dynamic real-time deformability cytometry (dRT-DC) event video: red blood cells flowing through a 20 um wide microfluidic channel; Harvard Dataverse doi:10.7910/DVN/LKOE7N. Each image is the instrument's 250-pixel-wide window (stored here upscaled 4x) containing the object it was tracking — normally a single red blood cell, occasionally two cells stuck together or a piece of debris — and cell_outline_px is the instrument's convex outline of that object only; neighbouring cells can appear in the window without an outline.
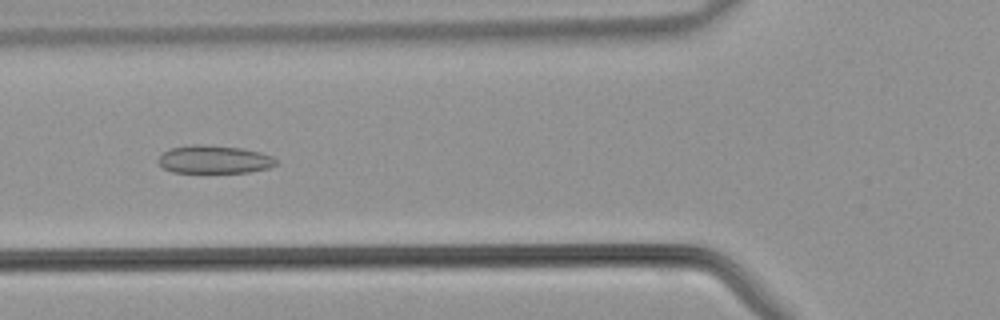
{"species": "common noctule bat (a hibernating species)", "species_latin": "Nyctalus noctula", "temperature_condition": "warm", "stored_images_in_passage": 41, "camera_frame_rate_fps": 3000, "um_per_image_px": 0.085, "animal": {"sex": "male", "body_mass_g": 21.5, "forearm_length_mm": 52.0}, "frame": {"image": 1, "passage_image": 13, "time_ms": 4.0, "image_size_px": [1000, 320], "cell_outline_px": [[276, 164], [268, 168], [248, 172], [172, 172], [164, 168], [160, 164], [160, 156], [164, 152], [172, 148], [192, 144], [204, 144], [240, 148], [260, 152], [272, 156], [276, 160]], "centroid_in_image_um": [18.22, 13.55], "position_along_channel_um": 107.6, "area_um2": 18.96}}
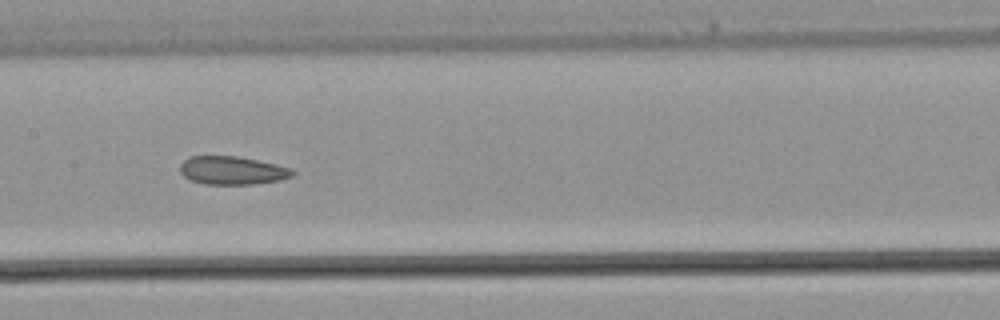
{"frame": {"image": 2, "passage_image": 18, "time_ms": 5.667, "image_size_px": [1000, 320], "cell_outline_px": [[296, 172], [292, 176], [280, 180], [252, 184], [204, 184], [192, 180], [184, 176], [180, 172], [180, 164], [184, 160], [192, 156], [236, 156], [256, 160], [288, 168]], "centroid_in_image_um": [19.7, 14.49], "position_along_channel_um": 187.7, "area_um2": 18.21}}
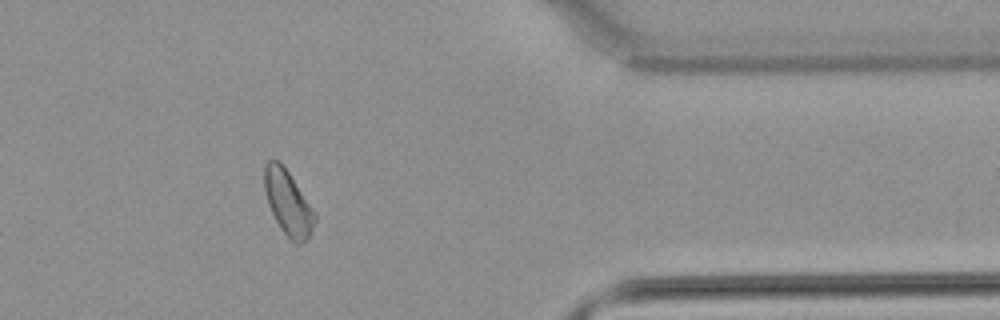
{"frame": {"image": 3, "passage_image": 32, "time_ms": 10.333, "image_size_px": [1000, 320], "cell_outline_px": [[316, 220], [308, 236], [300, 244], [296, 244], [280, 228], [268, 204], [264, 188], [264, 168], [268, 160], [280, 160], [316, 212]], "centroid_in_image_um": [24.48, 17.2], "position_along_channel_um": 386.9, "area_um2": 18.79}}